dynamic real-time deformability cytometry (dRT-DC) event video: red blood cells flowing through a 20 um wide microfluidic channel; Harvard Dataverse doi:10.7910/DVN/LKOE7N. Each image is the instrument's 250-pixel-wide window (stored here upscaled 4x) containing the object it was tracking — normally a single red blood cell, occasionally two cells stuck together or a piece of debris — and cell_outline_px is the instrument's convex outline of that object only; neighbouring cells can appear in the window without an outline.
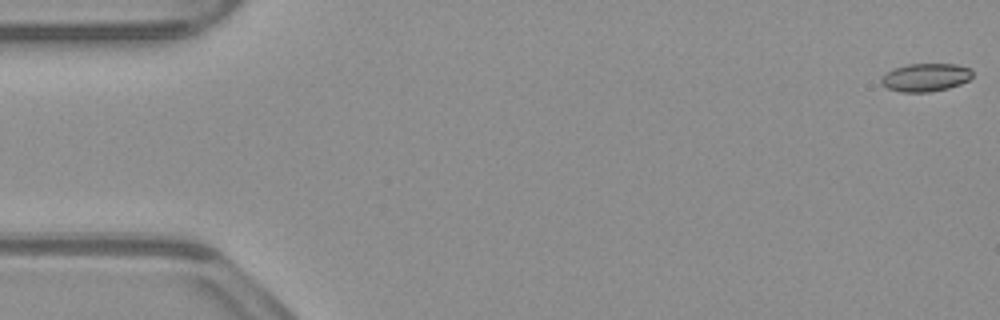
{"species": "common noctule bat (a hibernating species)", "species_latin": "Nyctalus noctula", "temperature_condition": "warm", "stored_images_in_passage": 54, "camera_frame_rate_fps": 3000, "um_per_image_px": 0.085, "animal": {"sex": "male", "body_mass_g": 23.1, "forearm_length_mm": 52.7}, "frame": {"image": 1, "passage_image": 1, "time_ms": 0.0, "image_size_px": [1000, 320], "cell_outline_px": [[972, 76], [968, 80], [960, 84], [948, 88], [928, 92], [900, 92], [888, 88], [880, 84], [880, 76], [896, 68], [908, 64], [956, 64], [972, 68]], "centroid_in_image_um": [78.67, 6.58], "position_along_channel_um": 6.3, "area_um2": 14.97}}
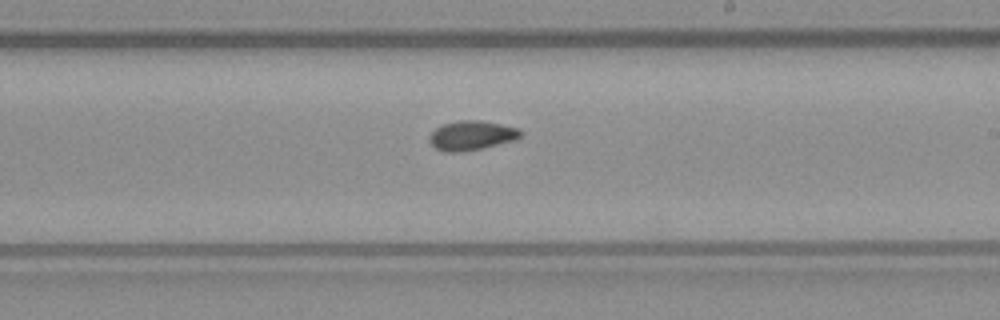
{"frame": {"image": 2, "passage_image": 31, "time_ms": 10.0, "image_size_px": [1000, 320], "cell_outline_px": [[524, 132], [520, 136], [512, 140], [480, 148], [460, 152], [444, 152], [436, 148], [428, 140], [428, 136], [440, 124], [460, 120], [480, 120], [520, 128]], "centroid_in_image_um": [40.05, 11.49], "position_along_channel_um": 249.0, "area_um2": 15.55}}
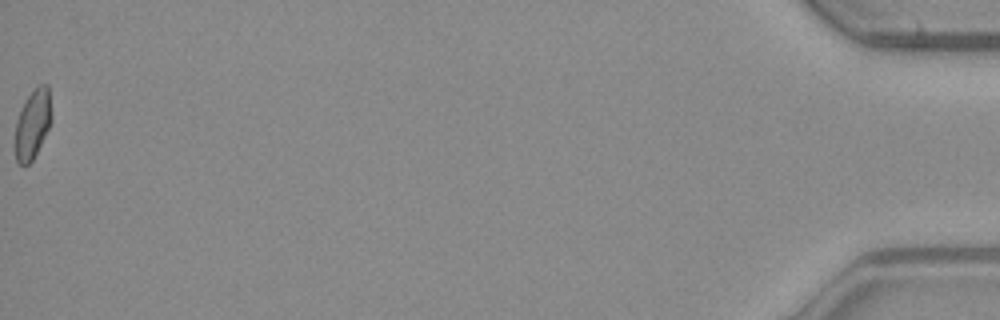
{"frame": {"image": 3, "passage_image": 54, "time_ms": 17.667, "image_size_px": [1000, 320], "cell_outline_px": [[52, 120], [32, 160], [28, 164], [20, 164], [16, 160], [12, 144], [16, 120], [28, 96], [40, 84], [48, 84], [52, 116]], "centroid_in_image_um": [2.73, 10.58], "position_along_channel_um": 432.5, "area_um2": 14.74}, "authors_computed_cell_mechanics": {"area_um2": 15.1725, "velocity_mm_per_s": 3.8765, "shape_relaxation_time_tau1_ms": 9.1231, "shape_relaxation_time_tau2_ms": 3.5695, "deformation_change_tau1": 0.1764, "deformation_change_tau2": 0.0706}}